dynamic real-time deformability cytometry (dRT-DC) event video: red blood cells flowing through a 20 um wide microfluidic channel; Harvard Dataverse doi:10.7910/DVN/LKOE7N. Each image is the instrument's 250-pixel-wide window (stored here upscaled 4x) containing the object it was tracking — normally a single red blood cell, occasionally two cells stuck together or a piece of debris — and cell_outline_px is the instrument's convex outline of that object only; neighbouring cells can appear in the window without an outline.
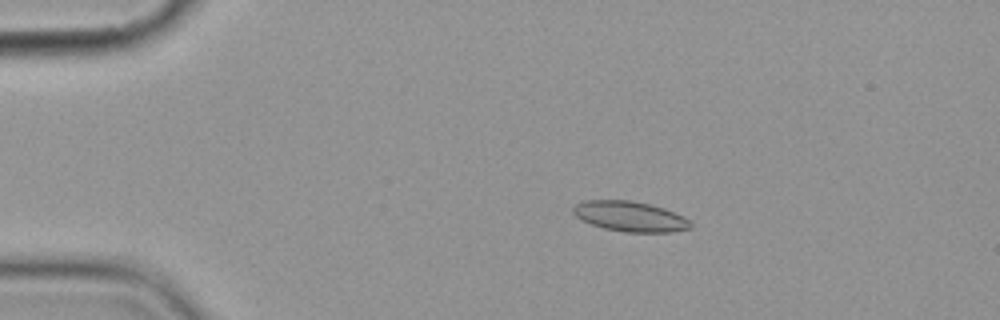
{"species": "common noctule bat (a hibernating species)", "species_latin": "Nyctalus noctula", "temperature_condition": "cold", "stored_images_in_passage": 5, "camera_frame_rate_fps": 3000, "um_per_image_px": 0.085, "animal": {"sex": "female", "body_mass_g": 19.9}, "frame": {"image": 1, "passage_image": 2, "time_ms": 1.0, "image_size_px": [1000, 320], "cell_outline_px": [[692, 228], [672, 232], [624, 232], [604, 228], [592, 224], [576, 216], [572, 212], [572, 208], [576, 204], [584, 200], [632, 200], [664, 208], [684, 216], [692, 224]], "centroid_in_image_um": [53.57, 18.39], "position_along_channel_um": 31.4, "area_um2": 20.63}}
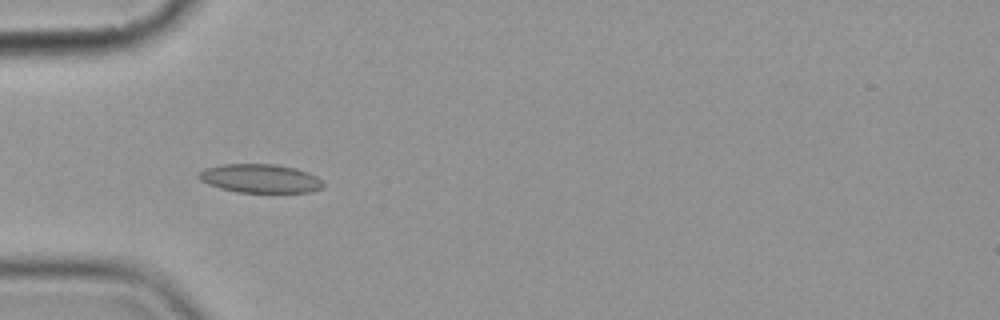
{"frame": {"image": 2, "passage_image": 4, "time_ms": 3.333, "image_size_px": [1000, 320], "cell_outline_px": [[324, 188], [312, 192], [236, 192], [220, 188], [208, 184], [200, 180], [196, 176], [196, 172], [204, 168], [220, 164], [276, 164], [296, 168], [308, 172], [316, 176], [324, 184]], "centroid_in_image_um": [22.08, 15.16], "position_along_channel_um": 62.9, "area_um2": 21.1}}
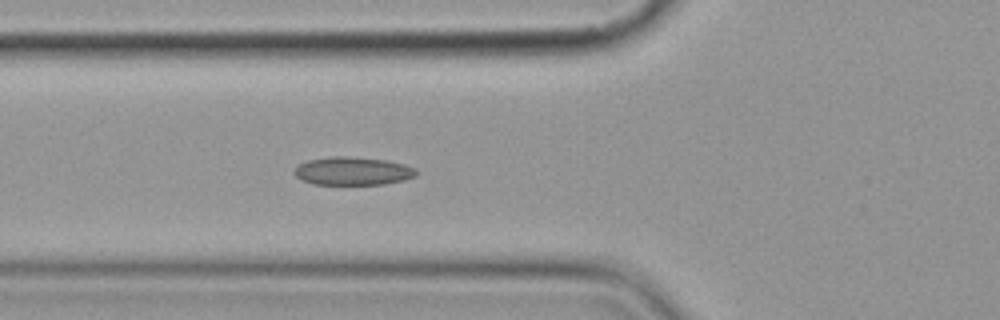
{"frame": {"image": 3, "passage_image": 5, "time_ms": 4.333, "image_size_px": [1000, 320], "cell_outline_px": [[416, 176], [404, 180], [384, 184], [312, 184], [300, 180], [292, 172], [300, 164], [308, 160], [332, 156], [352, 156], [388, 160], [404, 164], [416, 168]], "centroid_in_image_um": [29.98, 14.53], "position_along_channel_um": 95.8, "area_um2": 20.17}}